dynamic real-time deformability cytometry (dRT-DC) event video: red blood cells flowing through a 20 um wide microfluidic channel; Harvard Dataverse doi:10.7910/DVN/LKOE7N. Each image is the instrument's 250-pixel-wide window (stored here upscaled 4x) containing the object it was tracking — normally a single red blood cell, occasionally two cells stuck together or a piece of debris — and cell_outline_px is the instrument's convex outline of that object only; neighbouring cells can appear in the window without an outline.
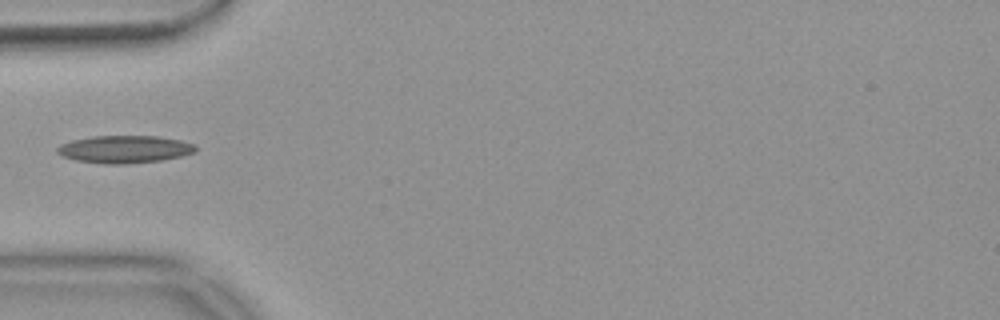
{"species": "common noctule bat (a hibernating species)", "species_latin": "Nyctalus noctula", "temperature_condition": "warm", "stored_images_in_passage": 4, "camera_frame_rate_fps": 3000, "um_per_image_px": 0.085, "animal": {"sex": "female", "body_mass_g": 18.4}, "frame": {"image": 1, "passage_image": 1, "time_ms": 0.0, "image_size_px": [1000, 320], "cell_outline_px": [[196, 152], [180, 156], [160, 160], [124, 164], [104, 164], [76, 160], [64, 156], [56, 152], [56, 148], [60, 144], [72, 140], [92, 136], [156, 136], [180, 140], [196, 144]], "centroid_in_image_um": [10.58, 12.68], "position_along_channel_um": 74.4, "area_um2": 22.14}}